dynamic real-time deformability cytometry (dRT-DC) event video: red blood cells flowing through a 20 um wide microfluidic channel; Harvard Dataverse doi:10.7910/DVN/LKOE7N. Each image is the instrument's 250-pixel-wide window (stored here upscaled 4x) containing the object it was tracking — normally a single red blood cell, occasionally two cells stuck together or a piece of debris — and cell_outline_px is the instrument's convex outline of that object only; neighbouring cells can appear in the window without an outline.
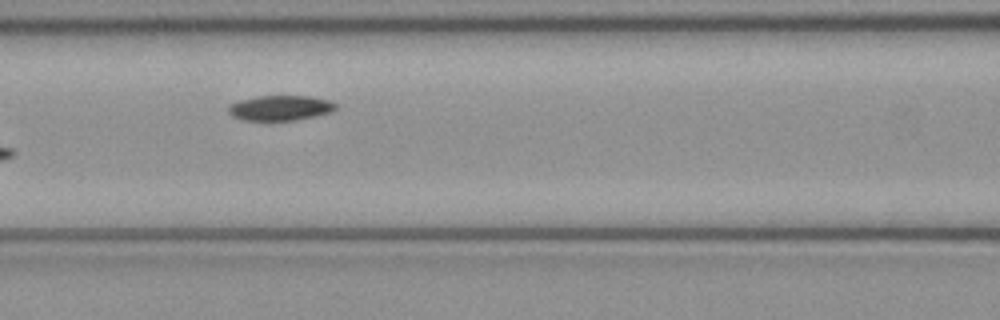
{"species": "common noctule bat (a hibernating species)", "species_latin": "Nyctalus noctula", "temperature_condition": "cold", "stored_images_in_passage": 7, "camera_frame_rate_fps": 3000, "um_per_image_px": 0.085, "animal": {"sex": "female", "body_mass_g": 21.9}, "frame": {"image": 1, "passage_image": 5, "time_ms": 1.333, "image_size_px": [1000, 320], "cell_outline_px": [[336, 108], [332, 112], [316, 116], [296, 120], [240, 120], [232, 116], [228, 112], [228, 104], [240, 100], [256, 96], [312, 96], [332, 100], [336, 104]], "centroid_in_image_um": [23.83, 9.17], "position_along_channel_um": 142.8, "area_um2": 15.95}}
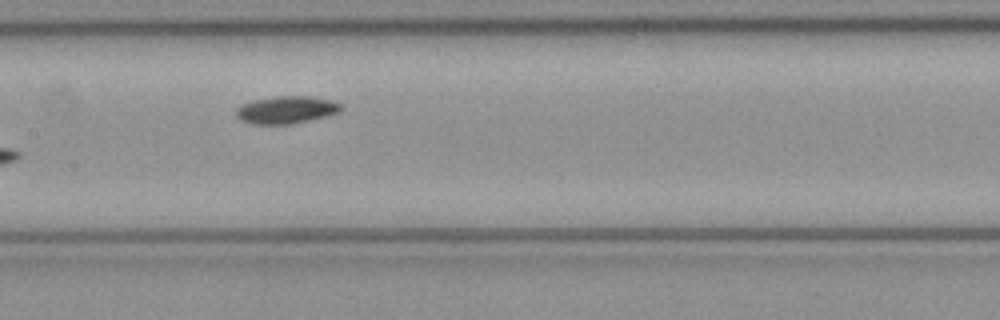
{"frame": {"image": 2, "passage_image": 6, "time_ms": 1.667, "image_size_px": [1000, 320], "cell_outline_px": [[344, 108], [340, 112], [328, 116], [292, 124], [252, 124], [240, 120], [236, 116], [236, 108], [240, 104], [256, 100], [276, 96], [308, 96], [332, 100], [340, 104]], "centroid_in_image_um": [24.35, 9.34], "position_along_channel_um": 183.1, "area_um2": 16.94}}
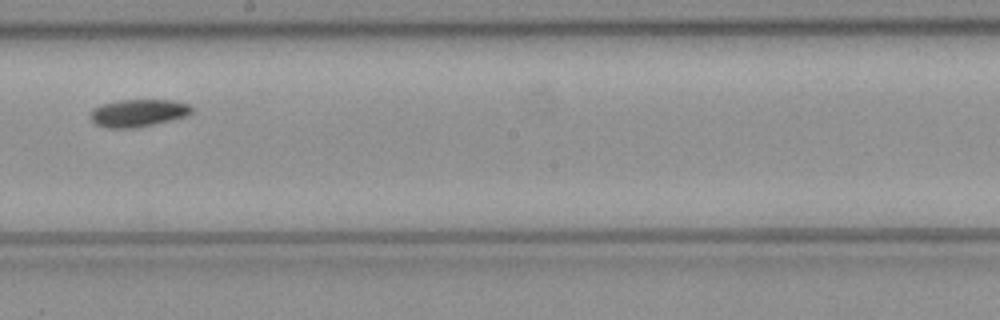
{"frame": {"image": 3, "passage_image": 7, "time_ms": 2.0, "image_size_px": [1000, 320], "cell_outline_px": [[192, 112], [184, 116], [140, 128], [108, 128], [96, 124], [88, 116], [96, 108], [104, 104], [120, 100], [172, 100], [192, 104]], "centroid_in_image_um": [11.77, 9.61], "position_along_channel_um": 236.4, "area_um2": 16.13}}